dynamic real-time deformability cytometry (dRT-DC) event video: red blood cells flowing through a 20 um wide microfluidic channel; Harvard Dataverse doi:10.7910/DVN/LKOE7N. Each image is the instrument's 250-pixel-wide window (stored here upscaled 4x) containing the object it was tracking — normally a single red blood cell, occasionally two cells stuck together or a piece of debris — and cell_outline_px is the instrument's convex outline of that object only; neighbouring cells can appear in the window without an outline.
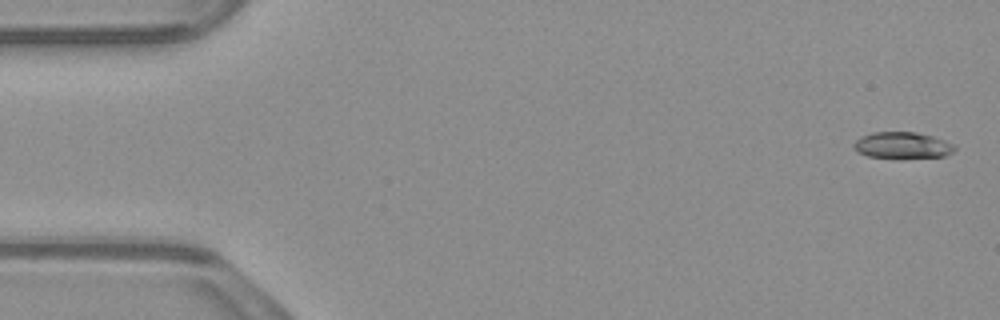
{"species": "common noctule bat (a hibernating species)", "species_latin": "Nyctalus noctula", "temperature_condition": "warm", "stored_images_in_passage": 53, "camera_frame_rate_fps": 3000, "um_per_image_px": 0.085, "animal": {"sex": "male", "body_mass_g": 23.1, "forearm_length_mm": 52.7}, "frame": {"image": 1, "passage_image": 2, "time_ms": 0.333, "image_size_px": [1000, 320], "cell_outline_px": [[956, 148], [952, 152], [944, 156], [900, 160], [868, 156], [852, 148], [852, 144], [860, 136], [872, 132], [916, 132], [932, 136], [956, 144]], "centroid_in_image_um": [76.7, 12.38], "position_along_channel_um": 8.3, "area_um2": 16.13}}
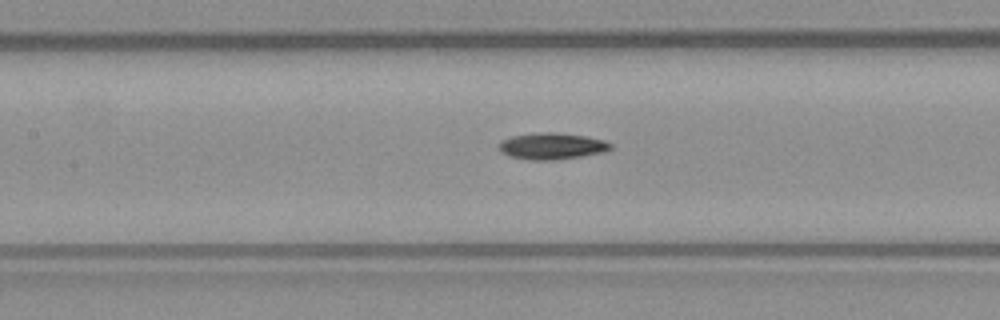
{"frame": {"image": 2, "passage_image": 24, "time_ms": 7.667, "image_size_px": [1000, 320], "cell_outline_px": [[612, 148], [604, 152], [556, 160], [528, 160], [508, 156], [500, 152], [500, 140], [512, 136], [544, 132], [552, 132], [584, 136], [604, 140], [612, 144]], "centroid_in_image_um": [46.89, 12.43], "position_along_channel_um": 160.5, "area_um2": 17.17}}
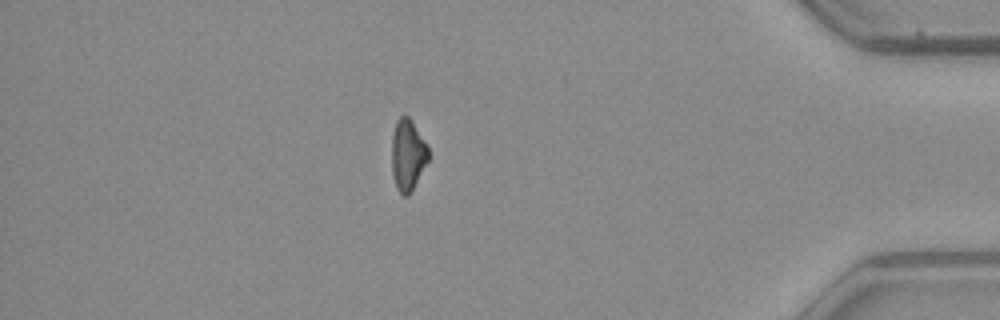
{"frame": {"image": 3, "passage_image": 46, "time_ms": 15.0, "image_size_px": [1000, 320], "cell_outline_px": [[428, 160], [412, 192], [408, 196], [404, 196], [396, 188], [392, 176], [392, 136], [396, 120], [400, 116], [408, 116], [412, 120], [428, 144]], "centroid_in_image_um": [34.66, 13.17], "position_along_channel_um": 400.5, "area_um2": 15.49}}